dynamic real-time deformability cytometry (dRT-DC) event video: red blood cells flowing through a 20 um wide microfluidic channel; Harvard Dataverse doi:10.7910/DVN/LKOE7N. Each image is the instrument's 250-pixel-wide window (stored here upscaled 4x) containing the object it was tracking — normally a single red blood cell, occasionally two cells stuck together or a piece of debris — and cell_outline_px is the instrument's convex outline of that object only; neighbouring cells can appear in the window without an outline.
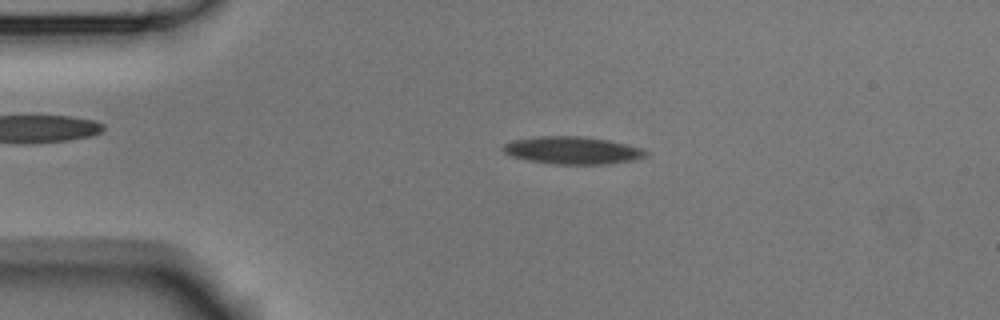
{"species": "Egyptian fruit bat (a non-hibernating species)", "species_latin": "Rousettus aegyptiacus", "temperature_condition": "room temperature", "stored_images_in_passage": 3, "camera_frame_rate_fps": 3000, "um_per_image_px": 0.085, "animal": {"sex": "male"}, "frame": {"image": 1, "passage_image": 2, "time_ms": 0.333, "image_size_px": [1000, 320], "cell_outline_px": [[652, 152], [648, 156], [632, 160], [604, 164], [552, 164], [528, 160], [512, 156], [504, 152], [500, 148], [504, 144], [512, 140], [540, 136], [584, 136], [608, 140], [628, 144], [644, 148]], "centroid_in_image_um": [48.71, 12.77], "position_along_channel_um": 36.3, "area_um2": 23.12}}